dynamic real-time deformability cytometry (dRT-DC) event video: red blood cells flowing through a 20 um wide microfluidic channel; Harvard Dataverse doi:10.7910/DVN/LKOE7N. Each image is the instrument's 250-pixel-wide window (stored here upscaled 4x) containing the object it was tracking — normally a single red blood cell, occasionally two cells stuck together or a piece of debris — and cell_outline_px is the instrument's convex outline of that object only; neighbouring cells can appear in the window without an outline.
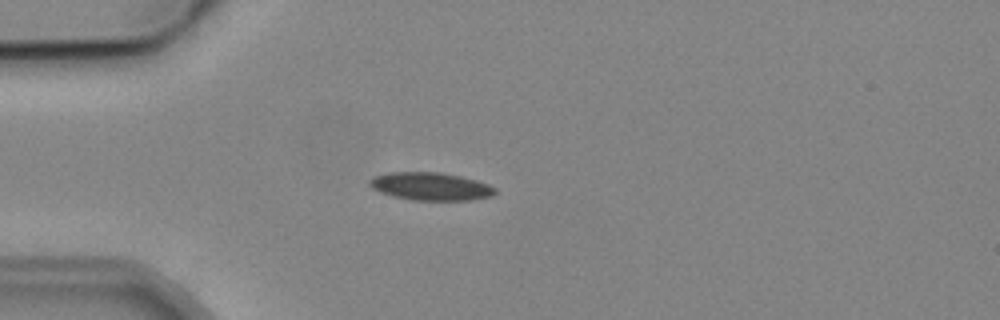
{"species": "common noctule bat (a hibernating species)", "species_latin": "Nyctalus noctula", "temperature_condition": "cold", "stored_images_in_passage": 5, "camera_frame_rate_fps": 3000, "um_per_image_px": 0.085, "animal": {"sex": "male", "body_mass_g": 19.2, "forearm_length_mm": 51.8}, "frame": {"image": 1, "passage_image": 1, "time_ms": 0.0, "image_size_px": [1000, 320], "cell_outline_px": [[496, 192], [492, 196], [472, 200], [412, 200], [392, 196], [380, 192], [372, 188], [368, 184], [368, 180], [372, 176], [388, 172], [440, 172], [460, 176], [476, 180], [488, 184], [496, 188]], "centroid_in_image_um": [36.57, 15.84], "position_along_channel_um": 48.4, "area_um2": 20.58}}
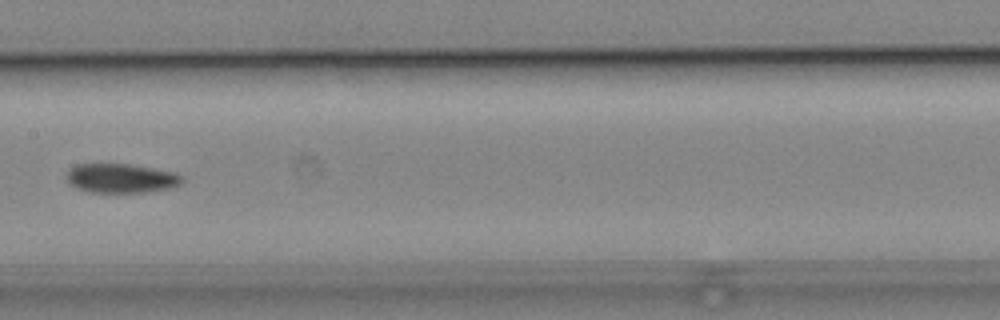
{"frame": {"image": 2, "passage_image": 5, "time_ms": 4.333, "image_size_px": [1000, 320], "cell_outline_px": [[184, 180], [180, 184], [168, 188], [140, 192], [92, 192], [76, 188], [68, 184], [68, 172], [76, 164], [128, 164], [176, 172], [184, 176]], "centroid_in_image_um": [10.31, 15.14], "position_along_channel_um": 197.1, "area_um2": 19.48}}